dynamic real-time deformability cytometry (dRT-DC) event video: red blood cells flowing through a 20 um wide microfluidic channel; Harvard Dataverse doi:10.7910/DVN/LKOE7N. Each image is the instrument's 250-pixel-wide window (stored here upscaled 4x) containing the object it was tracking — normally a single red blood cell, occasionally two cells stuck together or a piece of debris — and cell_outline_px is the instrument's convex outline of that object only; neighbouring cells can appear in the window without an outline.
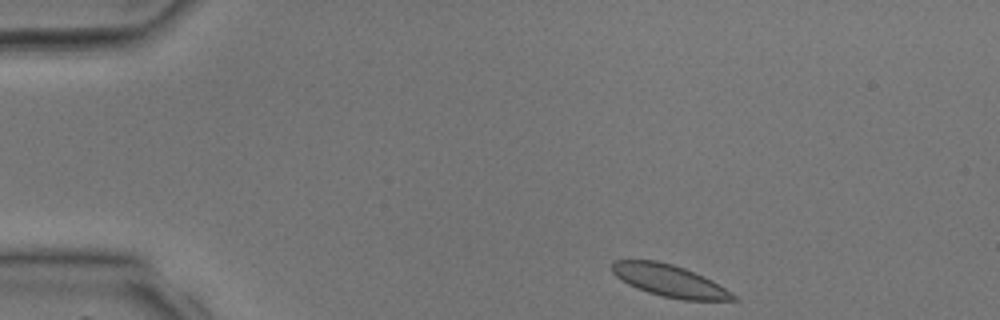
{"species": "common noctule bat (a hibernating species)", "species_latin": "Nyctalus noctula", "temperature_condition": "room temperature", "stored_images_in_passage": 13, "camera_frame_rate_fps": 3000, "um_per_image_px": 0.085, "animal": {"sex": "male", "body_mass_g": 17.9, "forearm_length_mm": 54.2}, "frame": {"image": 1, "passage_image": 1, "time_ms": 0.0, "image_size_px": [1000, 320], "cell_outline_px": [[740, 300], [680, 300], [648, 292], [636, 288], [620, 280], [612, 272], [612, 260], [656, 260], [672, 264], [684, 268], [704, 276], [712, 280], [732, 292]], "centroid_in_image_um": [56.91, 23.86], "position_along_channel_um": 28.1, "area_um2": 22.6}}
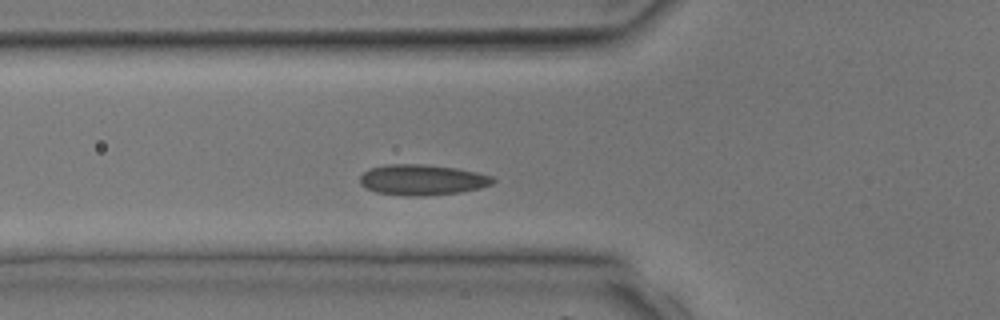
{"frame": {"image": 2, "passage_image": 9, "time_ms": 2.667, "image_size_px": [1000, 320], "cell_outline_px": [[496, 180], [492, 184], [480, 188], [460, 192], [420, 196], [404, 196], [376, 192], [360, 184], [360, 176], [368, 168], [388, 164], [424, 164], [456, 168], [476, 172], [492, 176]], "centroid_in_image_um": [35.88, 15.28], "position_along_channel_um": 89.9, "area_um2": 23.76}}
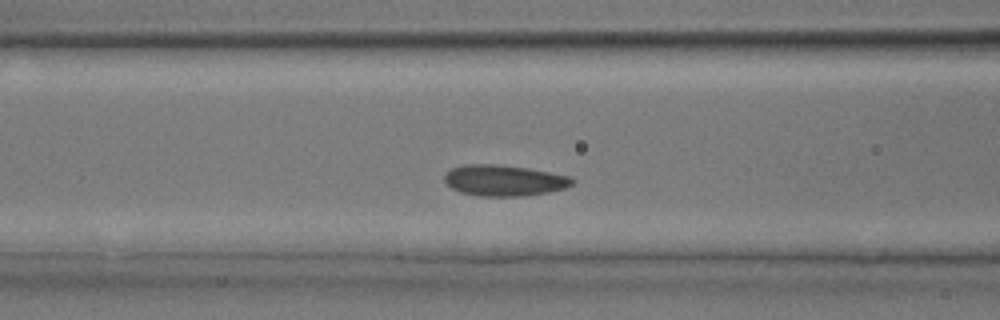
{"frame": {"image": 3, "passage_image": 11, "time_ms": 3.333, "image_size_px": [1000, 320], "cell_outline_px": [[576, 180], [572, 184], [564, 188], [548, 192], [524, 196], [476, 196], [460, 192], [452, 188], [444, 180], [444, 176], [452, 168], [464, 164], [496, 164], [528, 168], [568, 176]], "centroid_in_image_um": [42.83, 15.34], "position_along_channel_um": 123.8, "area_um2": 23.0}}